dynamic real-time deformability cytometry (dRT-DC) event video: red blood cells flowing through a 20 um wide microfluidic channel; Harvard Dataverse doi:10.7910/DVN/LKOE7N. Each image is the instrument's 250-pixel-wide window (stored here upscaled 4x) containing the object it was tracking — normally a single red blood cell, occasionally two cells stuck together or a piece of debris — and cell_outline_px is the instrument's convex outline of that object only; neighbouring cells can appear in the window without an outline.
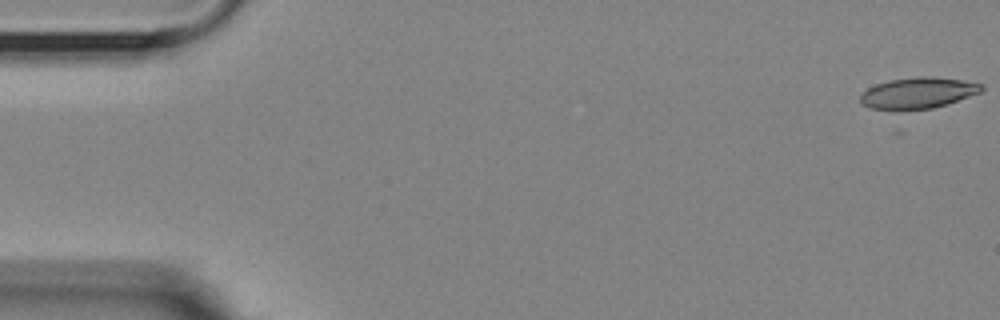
{"species": "Egyptian fruit bat (a non-hibernating species)", "species_latin": "Rousettus aegyptiacus", "temperature_condition": "room temperature", "stored_images_in_passage": 55, "camera_frame_rate_fps": 3000, "um_per_image_px": 0.085, "animal": {"sex": "female"}, "frame": {"image": 1, "passage_image": 1, "time_ms": 0.0, "image_size_px": [1000, 320], "cell_outline_px": [[984, 88], [980, 92], [932, 108], [900, 112], [896, 112], [872, 108], [864, 104], [860, 100], [860, 96], [868, 88], [876, 84], [888, 80], [916, 76], [932, 76], [964, 80], [984, 84]], "centroid_in_image_um": [78.0, 7.91], "position_along_channel_um": 7.0, "area_um2": 22.25}}
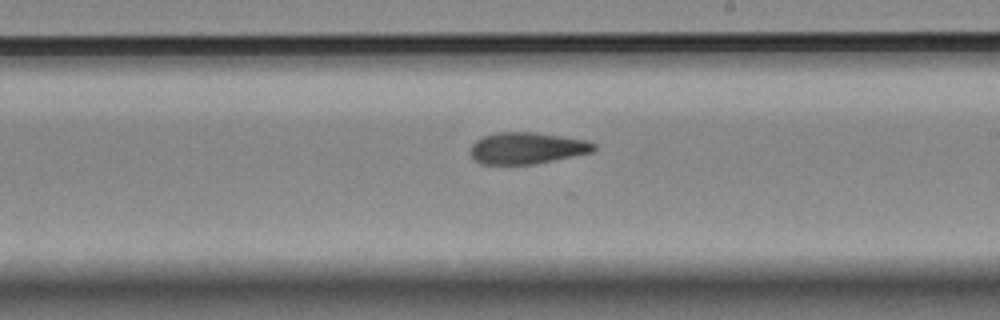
{"frame": {"image": 2, "passage_image": 32, "time_ms": 10.333, "image_size_px": [1000, 320], "cell_outline_px": [[596, 148], [592, 152], [536, 164], [480, 164], [468, 152], [472, 144], [476, 140], [484, 136], [496, 132], [532, 132], [588, 140], [596, 144]], "centroid_in_image_um": [44.78, 12.59], "position_along_channel_um": 244.2, "area_um2": 22.77}}
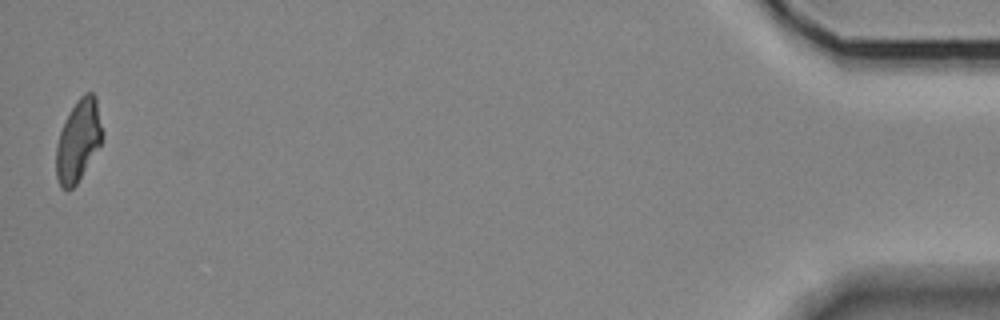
{"frame": {"image": 3, "passage_image": 55, "time_ms": 18.0, "image_size_px": [1000, 320], "cell_outline_px": [[104, 140], [76, 184], [72, 188], [60, 188], [56, 176], [56, 144], [60, 132], [76, 100], [84, 92], [92, 92], [96, 96], [104, 132]], "centroid_in_image_um": [6.69, 11.93], "position_along_channel_um": 428.5, "area_um2": 22.14}, "authors_computed_cell_mechanics": {"area_um2": 23.12, "velocity_mm_per_s": 3.6016, "shape_relaxation_time_tau1_ms": null, "shape_relaxation_time_tau2_ms": 5.7286, "deformation_change_tau1": null, "deformation_change_tau2": 0.147}}